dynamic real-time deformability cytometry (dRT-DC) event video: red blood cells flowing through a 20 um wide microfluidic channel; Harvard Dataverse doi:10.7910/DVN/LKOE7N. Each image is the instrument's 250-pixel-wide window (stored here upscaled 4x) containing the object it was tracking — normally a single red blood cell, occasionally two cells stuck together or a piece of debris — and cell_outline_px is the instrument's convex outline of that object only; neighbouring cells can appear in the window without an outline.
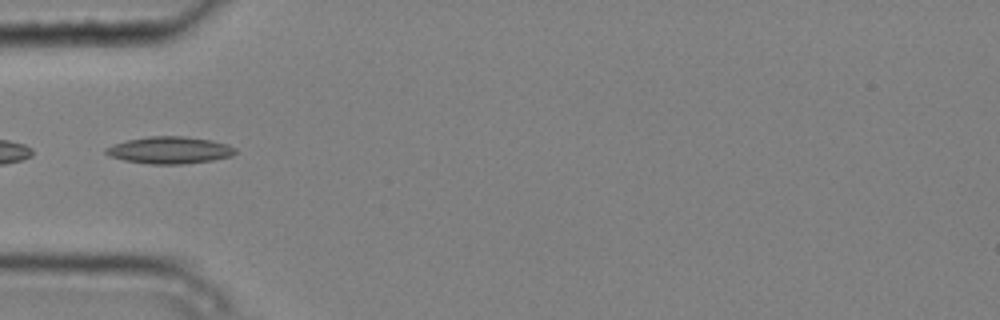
{"species": "common noctule bat (a hibernating species)", "species_latin": "Nyctalus noctula", "temperature_condition": "cold", "stored_images_in_passage": 4, "camera_frame_rate_fps": 3000, "um_per_image_px": 0.085, "animal": {"sex": "male", "body_mass_g": 20.4}, "frame": {"image": 1, "passage_image": 4, "time_ms": 1.0, "image_size_px": [1000, 320], "cell_outline_px": [[236, 152], [232, 156], [212, 160], [184, 164], [148, 164], [124, 160], [108, 156], [104, 152], [104, 148], [128, 140], [148, 136], [184, 136], [212, 140], [228, 144], [236, 148]], "centroid_in_image_um": [14.43, 12.76], "position_along_channel_um": 70.6, "area_um2": 20.46}}